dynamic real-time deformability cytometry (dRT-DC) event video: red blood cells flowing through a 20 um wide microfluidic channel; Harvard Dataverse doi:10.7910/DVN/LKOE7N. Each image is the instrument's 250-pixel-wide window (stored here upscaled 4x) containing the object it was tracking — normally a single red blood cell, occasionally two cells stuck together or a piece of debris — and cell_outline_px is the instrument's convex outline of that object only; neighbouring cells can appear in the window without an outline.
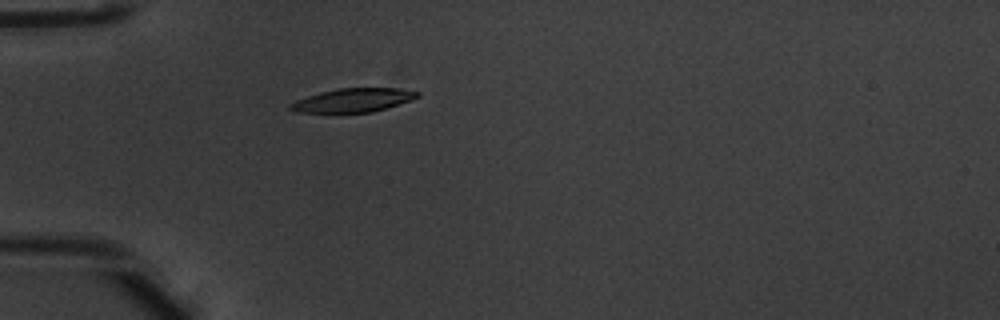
{"species": "common noctule bat (a hibernating species)", "species_latin": "Nyctalus noctula", "temperature_condition": "warm", "stored_images_in_passage": 2, "camera_frame_rate_fps": 3000, "um_per_image_px": 0.085, "animal": {"sex": "male", "body_mass_g": 20.1, "forearm_length_mm": 53.5}, "frame": {"image": 1, "passage_image": 2, "time_ms": 0.333, "image_size_px": [1000, 320], "cell_outline_px": [[420, 96], [412, 100], [372, 112], [296, 112], [288, 108], [288, 104], [296, 100], [320, 92], [336, 88], [396, 88], [420, 92]], "centroid_in_image_um": [30.01, 8.51], "position_along_channel_um": 55.0, "area_um2": 17.46}}